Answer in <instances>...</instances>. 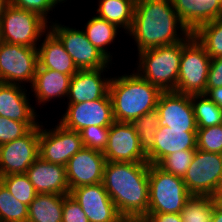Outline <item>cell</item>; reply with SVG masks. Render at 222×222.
Instances as JSON below:
<instances>
[{"mask_svg":"<svg viewBox=\"0 0 222 222\" xmlns=\"http://www.w3.org/2000/svg\"><path fill=\"white\" fill-rule=\"evenodd\" d=\"M148 176V162H106L102 184L123 218L147 215Z\"/></svg>","mask_w":222,"mask_h":222,"instance_id":"1","label":"cell"},{"mask_svg":"<svg viewBox=\"0 0 222 222\" xmlns=\"http://www.w3.org/2000/svg\"><path fill=\"white\" fill-rule=\"evenodd\" d=\"M127 34L141 52L184 41L191 32L180 20L171 0H144L135 7L133 24Z\"/></svg>","mask_w":222,"mask_h":222,"instance_id":"2","label":"cell"},{"mask_svg":"<svg viewBox=\"0 0 222 222\" xmlns=\"http://www.w3.org/2000/svg\"><path fill=\"white\" fill-rule=\"evenodd\" d=\"M161 90L142 78L135 70L130 75L112 77L109 96L114 120L132 123L156 109Z\"/></svg>","mask_w":222,"mask_h":222,"instance_id":"3","label":"cell"},{"mask_svg":"<svg viewBox=\"0 0 222 222\" xmlns=\"http://www.w3.org/2000/svg\"><path fill=\"white\" fill-rule=\"evenodd\" d=\"M136 72L161 91H175L180 70L182 41L138 52Z\"/></svg>","mask_w":222,"mask_h":222,"instance_id":"4","label":"cell"},{"mask_svg":"<svg viewBox=\"0 0 222 222\" xmlns=\"http://www.w3.org/2000/svg\"><path fill=\"white\" fill-rule=\"evenodd\" d=\"M148 213L180 214L191 196L182 177L164 171L157 164H149Z\"/></svg>","mask_w":222,"mask_h":222,"instance_id":"5","label":"cell"},{"mask_svg":"<svg viewBox=\"0 0 222 222\" xmlns=\"http://www.w3.org/2000/svg\"><path fill=\"white\" fill-rule=\"evenodd\" d=\"M211 57L191 33L182 41V55L176 92L186 95L206 93Z\"/></svg>","mask_w":222,"mask_h":222,"instance_id":"6","label":"cell"},{"mask_svg":"<svg viewBox=\"0 0 222 222\" xmlns=\"http://www.w3.org/2000/svg\"><path fill=\"white\" fill-rule=\"evenodd\" d=\"M4 43L38 48V42L49 30L48 22L37 13L13 6L11 3L1 17Z\"/></svg>","mask_w":222,"mask_h":222,"instance_id":"7","label":"cell"},{"mask_svg":"<svg viewBox=\"0 0 222 222\" xmlns=\"http://www.w3.org/2000/svg\"><path fill=\"white\" fill-rule=\"evenodd\" d=\"M49 30L60 40L78 70L109 68L110 61L90 43L84 29L50 21Z\"/></svg>","mask_w":222,"mask_h":222,"instance_id":"8","label":"cell"},{"mask_svg":"<svg viewBox=\"0 0 222 222\" xmlns=\"http://www.w3.org/2000/svg\"><path fill=\"white\" fill-rule=\"evenodd\" d=\"M38 64L37 48L4 42L1 44L0 82L21 86L31 83L32 86Z\"/></svg>","mask_w":222,"mask_h":222,"instance_id":"9","label":"cell"},{"mask_svg":"<svg viewBox=\"0 0 222 222\" xmlns=\"http://www.w3.org/2000/svg\"><path fill=\"white\" fill-rule=\"evenodd\" d=\"M222 176V154L196 149L183 177L191 195L213 196Z\"/></svg>","mask_w":222,"mask_h":222,"instance_id":"10","label":"cell"},{"mask_svg":"<svg viewBox=\"0 0 222 222\" xmlns=\"http://www.w3.org/2000/svg\"><path fill=\"white\" fill-rule=\"evenodd\" d=\"M43 127L40 124L39 157L46 162L66 166L69 159L84 147L78 131L67 129L60 123L50 130Z\"/></svg>","mask_w":222,"mask_h":222,"instance_id":"11","label":"cell"},{"mask_svg":"<svg viewBox=\"0 0 222 222\" xmlns=\"http://www.w3.org/2000/svg\"><path fill=\"white\" fill-rule=\"evenodd\" d=\"M40 124L23 137L0 145V177L24 174L39 158Z\"/></svg>","mask_w":222,"mask_h":222,"instance_id":"12","label":"cell"},{"mask_svg":"<svg viewBox=\"0 0 222 222\" xmlns=\"http://www.w3.org/2000/svg\"><path fill=\"white\" fill-rule=\"evenodd\" d=\"M58 123L65 128L80 132L89 126L110 127L114 122L111 98L67 104Z\"/></svg>","mask_w":222,"mask_h":222,"instance_id":"13","label":"cell"},{"mask_svg":"<svg viewBox=\"0 0 222 222\" xmlns=\"http://www.w3.org/2000/svg\"><path fill=\"white\" fill-rule=\"evenodd\" d=\"M159 126L184 132H197V123L190 95L176 91H162L156 107Z\"/></svg>","mask_w":222,"mask_h":222,"instance_id":"14","label":"cell"},{"mask_svg":"<svg viewBox=\"0 0 222 222\" xmlns=\"http://www.w3.org/2000/svg\"><path fill=\"white\" fill-rule=\"evenodd\" d=\"M103 154L107 162H148L133 124L127 122L115 121L109 127Z\"/></svg>","mask_w":222,"mask_h":222,"instance_id":"15","label":"cell"},{"mask_svg":"<svg viewBox=\"0 0 222 222\" xmlns=\"http://www.w3.org/2000/svg\"><path fill=\"white\" fill-rule=\"evenodd\" d=\"M69 194L80 204L89 222H120L123 219L102 182L71 189Z\"/></svg>","mask_w":222,"mask_h":222,"instance_id":"16","label":"cell"},{"mask_svg":"<svg viewBox=\"0 0 222 222\" xmlns=\"http://www.w3.org/2000/svg\"><path fill=\"white\" fill-rule=\"evenodd\" d=\"M106 162L103 152L83 147L66 165V178L70 190L101 183Z\"/></svg>","mask_w":222,"mask_h":222,"instance_id":"17","label":"cell"},{"mask_svg":"<svg viewBox=\"0 0 222 222\" xmlns=\"http://www.w3.org/2000/svg\"><path fill=\"white\" fill-rule=\"evenodd\" d=\"M106 69L110 68L78 70L70 79L67 103L74 104L107 97L111 77H104L103 72H106Z\"/></svg>","mask_w":222,"mask_h":222,"instance_id":"18","label":"cell"},{"mask_svg":"<svg viewBox=\"0 0 222 222\" xmlns=\"http://www.w3.org/2000/svg\"><path fill=\"white\" fill-rule=\"evenodd\" d=\"M25 174L38 194L68 195L70 193L66 166L49 163L39 157Z\"/></svg>","mask_w":222,"mask_h":222,"instance_id":"19","label":"cell"},{"mask_svg":"<svg viewBox=\"0 0 222 222\" xmlns=\"http://www.w3.org/2000/svg\"><path fill=\"white\" fill-rule=\"evenodd\" d=\"M28 97L25 86L0 82V116L20 122H38L39 115Z\"/></svg>","mask_w":222,"mask_h":222,"instance_id":"20","label":"cell"},{"mask_svg":"<svg viewBox=\"0 0 222 222\" xmlns=\"http://www.w3.org/2000/svg\"><path fill=\"white\" fill-rule=\"evenodd\" d=\"M197 149V132L159 127L155 135L154 146L146 154L149 164H158L169 154L182 150Z\"/></svg>","mask_w":222,"mask_h":222,"instance_id":"21","label":"cell"},{"mask_svg":"<svg viewBox=\"0 0 222 222\" xmlns=\"http://www.w3.org/2000/svg\"><path fill=\"white\" fill-rule=\"evenodd\" d=\"M182 23L193 33L200 25L222 18V0H171Z\"/></svg>","mask_w":222,"mask_h":222,"instance_id":"22","label":"cell"},{"mask_svg":"<svg viewBox=\"0 0 222 222\" xmlns=\"http://www.w3.org/2000/svg\"><path fill=\"white\" fill-rule=\"evenodd\" d=\"M73 75H66L58 71L37 66L35 78L31 88L39 105L55 98H67L70 79Z\"/></svg>","mask_w":222,"mask_h":222,"instance_id":"23","label":"cell"},{"mask_svg":"<svg viewBox=\"0 0 222 222\" xmlns=\"http://www.w3.org/2000/svg\"><path fill=\"white\" fill-rule=\"evenodd\" d=\"M44 36L37 48L39 65L66 75L77 73V67L60 40L50 30Z\"/></svg>","mask_w":222,"mask_h":222,"instance_id":"24","label":"cell"},{"mask_svg":"<svg viewBox=\"0 0 222 222\" xmlns=\"http://www.w3.org/2000/svg\"><path fill=\"white\" fill-rule=\"evenodd\" d=\"M64 195L37 194L29 205V222H62Z\"/></svg>","mask_w":222,"mask_h":222,"instance_id":"25","label":"cell"},{"mask_svg":"<svg viewBox=\"0 0 222 222\" xmlns=\"http://www.w3.org/2000/svg\"><path fill=\"white\" fill-rule=\"evenodd\" d=\"M84 32L90 41L99 52H101L110 62L112 61V54L108 51L110 44L114 43L120 28L115 24L93 16L88 20L84 27Z\"/></svg>","mask_w":222,"mask_h":222,"instance_id":"26","label":"cell"},{"mask_svg":"<svg viewBox=\"0 0 222 222\" xmlns=\"http://www.w3.org/2000/svg\"><path fill=\"white\" fill-rule=\"evenodd\" d=\"M97 17L115 24L128 33L133 24L134 10L126 0H98Z\"/></svg>","mask_w":222,"mask_h":222,"instance_id":"27","label":"cell"},{"mask_svg":"<svg viewBox=\"0 0 222 222\" xmlns=\"http://www.w3.org/2000/svg\"><path fill=\"white\" fill-rule=\"evenodd\" d=\"M214 205L212 196L191 195L180 212L182 222H211Z\"/></svg>","mask_w":222,"mask_h":222,"instance_id":"28","label":"cell"},{"mask_svg":"<svg viewBox=\"0 0 222 222\" xmlns=\"http://www.w3.org/2000/svg\"><path fill=\"white\" fill-rule=\"evenodd\" d=\"M193 35L204 46L211 59L222 57V18L200 25Z\"/></svg>","mask_w":222,"mask_h":222,"instance_id":"29","label":"cell"},{"mask_svg":"<svg viewBox=\"0 0 222 222\" xmlns=\"http://www.w3.org/2000/svg\"><path fill=\"white\" fill-rule=\"evenodd\" d=\"M194 108L197 128H207L222 124V109L205 94L190 95Z\"/></svg>","mask_w":222,"mask_h":222,"instance_id":"30","label":"cell"},{"mask_svg":"<svg viewBox=\"0 0 222 222\" xmlns=\"http://www.w3.org/2000/svg\"><path fill=\"white\" fill-rule=\"evenodd\" d=\"M29 206L18 201L0 182V222H21L28 219Z\"/></svg>","mask_w":222,"mask_h":222,"instance_id":"31","label":"cell"},{"mask_svg":"<svg viewBox=\"0 0 222 222\" xmlns=\"http://www.w3.org/2000/svg\"><path fill=\"white\" fill-rule=\"evenodd\" d=\"M159 119V113L155 109L151 112H147L132 122L139 137L140 146L145 154H147L154 146L155 135L160 127Z\"/></svg>","mask_w":222,"mask_h":222,"instance_id":"32","label":"cell"},{"mask_svg":"<svg viewBox=\"0 0 222 222\" xmlns=\"http://www.w3.org/2000/svg\"><path fill=\"white\" fill-rule=\"evenodd\" d=\"M0 182L15 199L28 206L38 194L25 173L2 176Z\"/></svg>","mask_w":222,"mask_h":222,"instance_id":"33","label":"cell"},{"mask_svg":"<svg viewBox=\"0 0 222 222\" xmlns=\"http://www.w3.org/2000/svg\"><path fill=\"white\" fill-rule=\"evenodd\" d=\"M195 150H182L164 157L157 165L175 176L184 177L189 168Z\"/></svg>","mask_w":222,"mask_h":222,"instance_id":"34","label":"cell"},{"mask_svg":"<svg viewBox=\"0 0 222 222\" xmlns=\"http://www.w3.org/2000/svg\"><path fill=\"white\" fill-rule=\"evenodd\" d=\"M40 122H20L0 116V145L19 139Z\"/></svg>","mask_w":222,"mask_h":222,"instance_id":"35","label":"cell"},{"mask_svg":"<svg viewBox=\"0 0 222 222\" xmlns=\"http://www.w3.org/2000/svg\"><path fill=\"white\" fill-rule=\"evenodd\" d=\"M197 149L222 154V124L197 129Z\"/></svg>","mask_w":222,"mask_h":222,"instance_id":"36","label":"cell"},{"mask_svg":"<svg viewBox=\"0 0 222 222\" xmlns=\"http://www.w3.org/2000/svg\"><path fill=\"white\" fill-rule=\"evenodd\" d=\"M109 127L89 126L80 131L83 146L103 152L108 143Z\"/></svg>","mask_w":222,"mask_h":222,"instance_id":"37","label":"cell"},{"mask_svg":"<svg viewBox=\"0 0 222 222\" xmlns=\"http://www.w3.org/2000/svg\"><path fill=\"white\" fill-rule=\"evenodd\" d=\"M10 3L21 9L30 10L44 18L48 23L50 11L61 3L59 0H10Z\"/></svg>","mask_w":222,"mask_h":222,"instance_id":"38","label":"cell"},{"mask_svg":"<svg viewBox=\"0 0 222 222\" xmlns=\"http://www.w3.org/2000/svg\"><path fill=\"white\" fill-rule=\"evenodd\" d=\"M62 222H89L80 204L70 194L64 195Z\"/></svg>","mask_w":222,"mask_h":222,"instance_id":"39","label":"cell"},{"mask_svg":"<svg viewBox=\"0 0 222 222\" xmlns=\"http://www.w3.org/2000/svg\"><path fill=\"white\" fill-rule=\"evenodd\" d=\"M222 87V57L211 59L206 88Z\"/></svg>","mask_w":222,"mask_h":222,"instance_id":"40","label":"cell"},{"mask_svg":"<svg viewBox=\"0 0 222 222\" xmlns=\"http://www.w3.org/2000/svg\"><path fill=\"white\" fill-rule=\"evenodd\" d=\"M147 222H182L180 214L147 213L144 217Z\"/></svg>","mask_w":222,"mask_h":222,"instance_id":"41","label":"cell"},{"mask_svg":"<svg viewBox=\"0 0 222 222\" xmlns=\"http://www.w3.org/2000/svg\"><path fill=\"white\" fill-rule=\"evenodd\" d=\"M205 95L222 109V87L206 88Z\"/></svg>","mask_w":222,"mask_h":222,"instance_id":"42","label":"cell"},{"mask_svg":"<svg viewBox=\"0 0 222 222\" xmlns=\"http://www.w3.org/2000/svg\"><path fill=\"white\" fill-rule=\"evenodd\" d=\"M211 222H222V209L216 204V201Z\"/></svg>","mask_w":222,"mask_h":222,"instance_id":"43","label":"cell"},{"mask_svg":"<svg viewBox=\"0 0 222 222\" xmlns=\"http://www.w3.org/2000/svg\"><path fill=\"white\" fill-rule=\"evenodd\" d=\"M9 4H10L9 0H0V21L5 9Z\"/></svg>","mask_w":222,"mask_h":222,"instance_id":"44","label":"cell"},{"mask_svg":"<svg viewBox=\"0 0 222 222\" xmlns=\"http://www.w3.org/2000/svg\"><path fill=\"white\" fill-rule=\"evenodd\" d=\"M212 197H222V176L220 178L218 187Z\"/></svg>","mask_w":222,"mask_h":222,"instance_id":"45","label":"cell"},{"mask_svg":"<svg viewBox=\"0 0 222 222\" xmlns=\"http://www.w3.org/2000/svg\"><path fill=\"white\" fill-rule=\"evenodd\" d=\"M120 222H147L144 218H123Z\"/></svg>","mask_w":222,"mask_h":222,"instance_id":"46","label":"cell"},{"mask_svg":"<svg viewBox=\"0 0 222 222\" xmlns=\"http://www.w3.org/2000/svg\"><path fill=\"white\" fill-rule=\"evenodd\" d=\"M129 2L132 6L137 7L139 6L144 0H126Z\"/></svg>","mask_w":222,"mask_h":222,"instance_id":"47","label":"cell"},{"mask_svg":"<svg viewBox=\"0 0 222 222\" xmlns=\"http://www.w3.org/2000/svg\"><path fill=\"white\" fill-rule=\"evenodd\" d=\"M216 201V204L222 209V197H213Z\"/></svg>","mask_w":222,"mask_h":222,"instance_id":"48","label":"cell"},{"mask_svg":"<svg viewBox=\"0 0 222 222\" xmlns=\"http://www.w3.org/2000/svg\"><path fill=\"white\" fill-rule=\"evenodd\" d=\"M3 43V37H2V28H1V22H0V46Z\"/></svg>","mask_w":222,"mask_h":222,"instance_id":"49","label":"cell"},{"mask_svg":"<svg viewBox=\"0 0 222 222\" xmlns=\"http://www.w3.org/2000/svg\"><path fill=\"white\" fill-rule=\"evenodd\" d=\"M59 1H60V2H61V4H62V3H64V2H66L67 0H59ZM63 1H64V2H63Z\"/></svg>","mask_w":222,"mask_h":222,"instance_id":"50","label":"cell"}]
</instances>
